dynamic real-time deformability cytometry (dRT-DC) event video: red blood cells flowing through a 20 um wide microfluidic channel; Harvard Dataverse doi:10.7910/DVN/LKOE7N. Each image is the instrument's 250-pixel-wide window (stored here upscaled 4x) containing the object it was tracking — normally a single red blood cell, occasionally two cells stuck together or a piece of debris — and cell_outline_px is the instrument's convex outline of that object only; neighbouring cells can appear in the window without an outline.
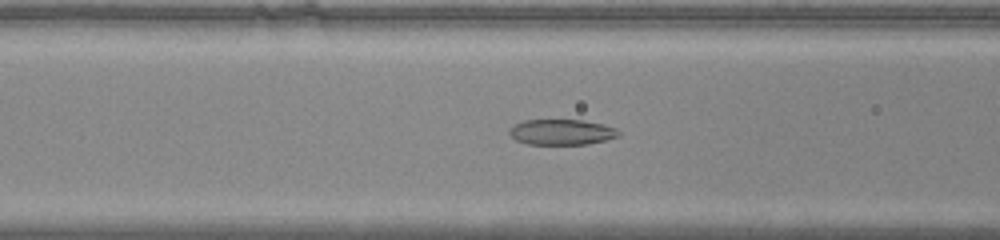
{"species": "common noctule bat (a hibernating species)", "species_latin": "Nyctalus noctula", "temperature_condition": "warm", "stored_images_in_passage": 40, "camera_frame_rate_fps": 3000, "um_per_image_px": 0.085, "animal": {"sex": "male", "body_mass_g": 20.0, "forearm_length_mm": 53.3}, "frame": {"image": 1, "passage_image": 10, "time_ms": 3.0, "image_size_px": [1000, 240], "cell_outline_px": [[620, 136], [588, 144], [528, 144], [516, 140], [508, 132], [508, 128], [512, 124], [524, 120], [584, 120], [604, 124], [616, 128], [620, 132]], "centroid_in_image_um": [47.72, 11.22], "position_along_channel_um": 118.9, "area_um2": 16.42}}
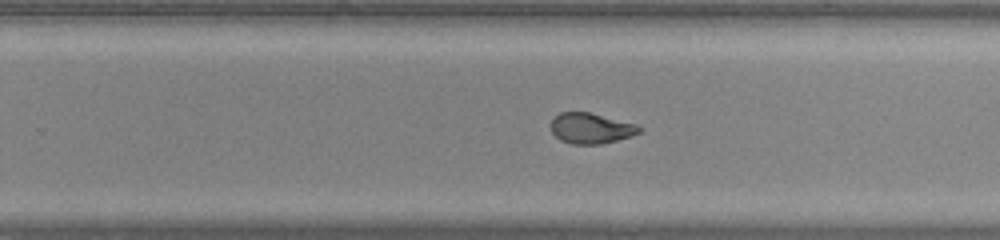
{"frame": {"image": 2, "passage_image": 22, "time_ms": 7.0, "image_size_px": [1000, 240], "cell_outline_px": [[640, 132], [632, 136], [600, 144], [572, 144], [560, 140], [552, 132], [548, 124], [552, 116], [560, 112], [588, 112], [636, 124], [640, 128]], "centroid_in_image_um": [50.15, 10.89], "position_along_channel_um": 279.6, "area_um2": 15.84}}
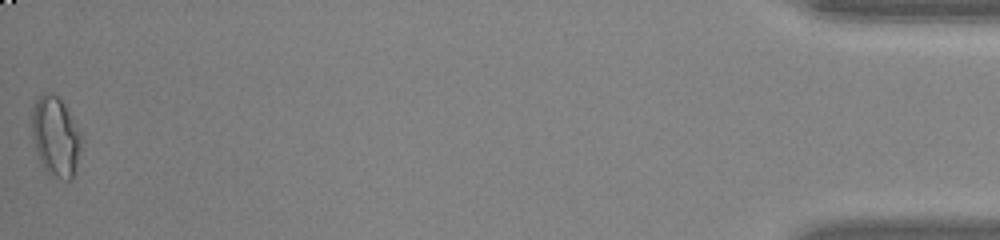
{"frame": {"image": 3, "passage_image": 40, "time_ms": 13.0, "image_size_px": [1000, 240], "cell_outline_px": [[84, 140], [76, 168], [72, 180], [64, 180], [52, 176], [44, 168], [36, 152], [32, 136], [32, 108], [36, 100], [44, 92], [56, 96], [64, 104], [84, 132]], "centroid_in_image_um": [4.79, 11.62], "position_along_channel_um": 430.4, "area_um2": 23.58}, "authors_computed_cell_mechanics": {"area_um2": 16.8487, "velocity_mm_per_s": 4.0319, "shape_relaxation_time_tau1_ms": 1.9945, "shape_relaxation_time_tau2_ms": 0.597, "deformation_change_tau1": 0.2598, "deformation_change_tau2": 0.0551}}